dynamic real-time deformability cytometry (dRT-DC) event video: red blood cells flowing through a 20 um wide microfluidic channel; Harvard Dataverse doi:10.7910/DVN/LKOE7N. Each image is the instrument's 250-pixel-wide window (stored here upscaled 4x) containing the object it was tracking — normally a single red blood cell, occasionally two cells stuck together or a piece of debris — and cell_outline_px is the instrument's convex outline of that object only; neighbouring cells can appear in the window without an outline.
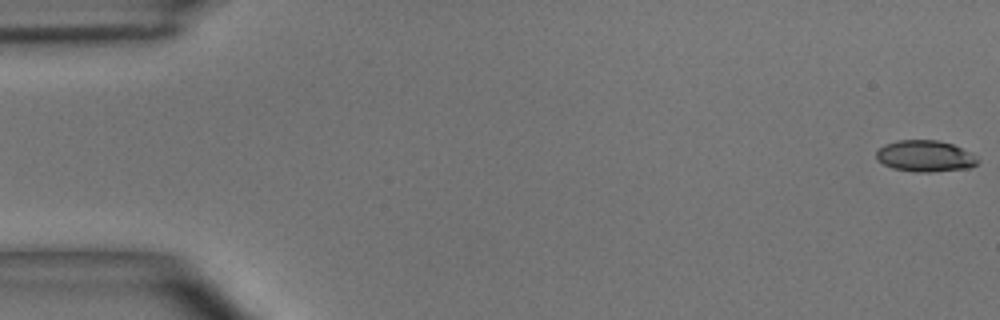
{"species": "common noctule bat (a hibernating species)", "species_latin": "Nyctalus noctula", "temperature_condition": "room temperature", "stored_images_in_passage": 49, "camera_frame_rate_fps": 3000, "um_per_image_px": 0.085, "animal": {"sex": "male", "body_mass_g": 15.6}, "frame": {"image": 1, "passage_image": 1, "time_ms": 0.0, "image_size_px": [1000, 320], "cell_outline_px": [[980, 160], [972, 168], [932, 172], [916, 172], [892, 168], [876, 160], [876, 152], [884, 144], [896, 140], [936, 140], [952, 144], [972, 152]], "centroid_in_image_um": [78.66, 13.27], "position_along_channel_um": 6.3, "area_um2": 18.79}}
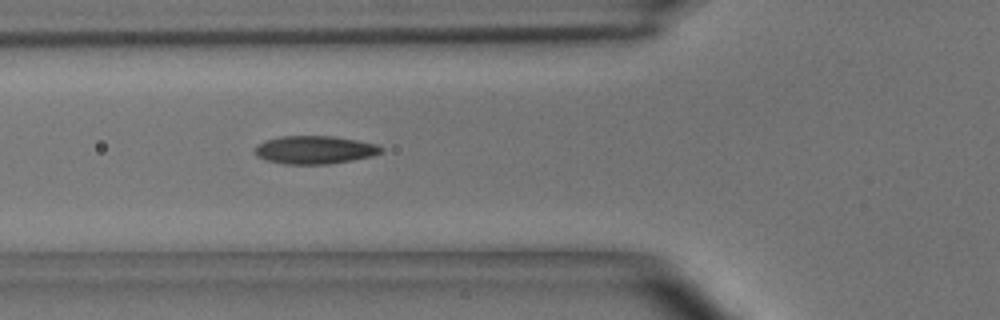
{"frame": {"image": 2, "passage_image": 18, "time_ms": 5.667, "image_size_px": [1000, 320], "cell_outline_px": [[384, 152], [372, 156], [352, 160], [328, 164], [284, 164], [264, 160], [256, 156], [256, 148], [260, 144], [268, 140], [280, 136], [332, 136], [356, 140], [376, 144], [384, 148]], "centroid_in_image_um": [26.78, 12.74], "position_along_channel_um": 99.0, "area_um2": 20.58}}
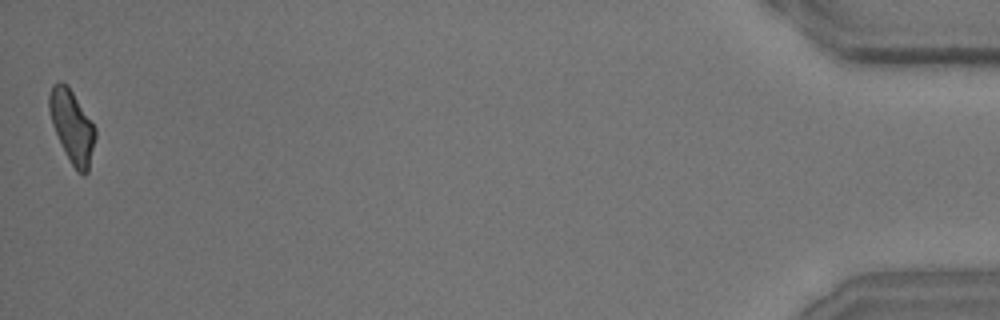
{"frame": {"image": 3, "passage_image": 49, "time_ms": 16.0, "image_size_px": [1000, 320], "cell_outline_px": [[96, 136], [88, 172], [84, 176], [72, 164], [52, 124], [48, 108], [48, 96], [52, 84], [60, 80], [68, 84], [96, 128]], "centroid_in_image_um": [6.12, 10.67], "position_along_channel_um": 429.1, "area_um2": 19.31}, "authors_computed_cell_mechanics": {"area_um2": 19.7098, "velocity_mm_per_s": 4.08, "shape_relaxation_time_tau1_ms": 3.4525, "shape_relaxation_time_tau2_ms": 1.8464, "deformation_change_tau1": 0.1373, "deformation_change_tau2": 0.0761}}